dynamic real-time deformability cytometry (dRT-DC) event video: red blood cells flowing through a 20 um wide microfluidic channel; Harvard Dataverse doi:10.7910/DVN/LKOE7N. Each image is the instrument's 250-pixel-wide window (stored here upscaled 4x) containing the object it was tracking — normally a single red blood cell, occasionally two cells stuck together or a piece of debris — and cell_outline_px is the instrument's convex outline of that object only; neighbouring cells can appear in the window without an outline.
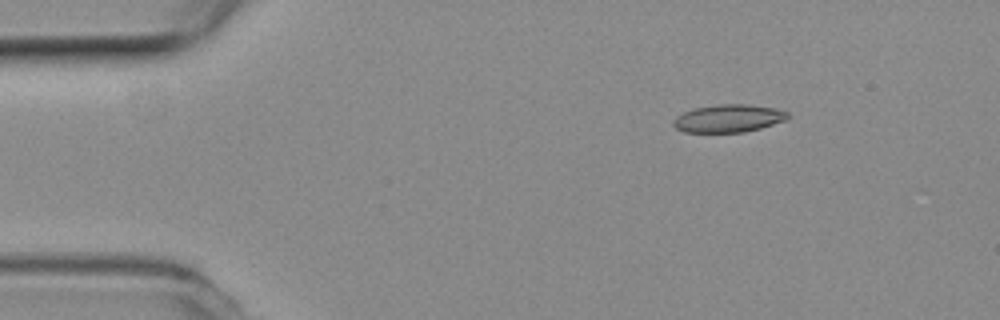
{"species": "common noctule bat (a hibernating species)", "species_latin": "Nyctalus noctula", "temperature_condition": "room temperature", "stored_images_in_passage": 3, "camera_frame_rate_fps": 3000, "um_per_image_px": 0.085, "animal": {"sex": "female", "body_mass_g": 19.3, "forearm_length_mm": 54.1}, "frame": {"image": 1, "passage_image": 1, "time_ms": 0.0, "image_size_px": [1000, 320], "cell_outline_px": [[788, 116], [784, 120], [760, 128], [744, 132], [684, 132], [676, 128], [672, 124], [672, 120], [676, 116], [684, 112], [696, 108], [720, 104], [744, 104], [776, 108], [788, 112]], "centroid_in_image_um": [61.89, 10.06], "position_along_channel_um": 23.1, "area_um2": 18.32}}